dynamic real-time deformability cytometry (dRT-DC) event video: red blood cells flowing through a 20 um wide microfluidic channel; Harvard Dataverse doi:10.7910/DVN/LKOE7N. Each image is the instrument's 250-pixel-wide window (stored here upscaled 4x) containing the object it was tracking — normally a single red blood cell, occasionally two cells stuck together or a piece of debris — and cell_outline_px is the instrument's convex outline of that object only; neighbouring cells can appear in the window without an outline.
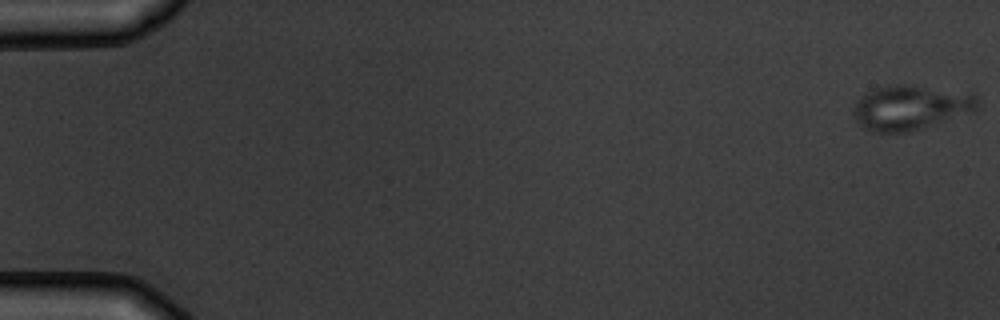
{"species": "common noctule bat (a hibernating species)", "species_latin": "Nyctalus noctula", "temperature_condition": "warm", "stored_images_in_passage": 5, "camera_frame_rate_fps": 3000, "um_per_image_px": 0.085, "animal": {"sex": "male", "body_mass_g": 19.5, "forearm_length_mm": 54.6}, "frame": {"image": 1, "passage_image": 1, "time_ms": 0.0, "image_size_px": [1000, 320], "cell_outline_px": [[976, 108], [920, 128], [908, 132], [872, 132], [864, 128], [856, 120], [856, 104], [864, 92], [888, 84], [908, 84], [976, 96]], "centroid_in_image_um": [77.25, 9.13], "position_along_channel_um": 7.8, "area_um2": 30.75}}